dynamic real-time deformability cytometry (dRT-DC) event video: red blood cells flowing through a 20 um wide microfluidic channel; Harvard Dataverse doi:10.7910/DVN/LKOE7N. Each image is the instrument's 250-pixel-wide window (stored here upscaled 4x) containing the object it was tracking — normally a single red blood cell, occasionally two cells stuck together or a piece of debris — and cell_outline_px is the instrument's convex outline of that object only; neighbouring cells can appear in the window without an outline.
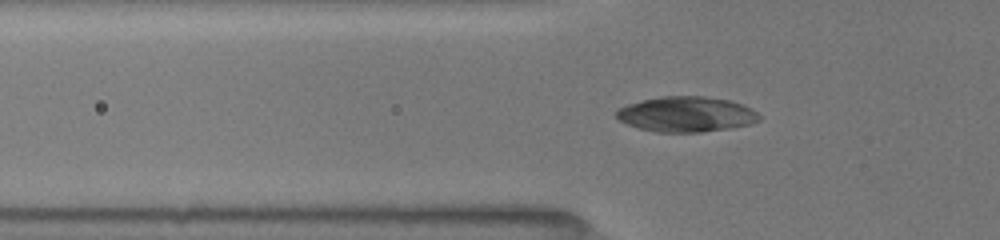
{"species": "common noctule bat (a hibernating species)", "species_latin": "Nyctalus noctula", "temperature_condition": "room temperature", "stored_images_in_passage": 46, "camera_frame_rate_fps": 3000, "um_per_image_px": 0.085, "animal": {"sex": "female", "body_mass_g": 19.5, "forearm_length_mm": 54.1}, "frame": {"image": 1, "passage_image": 17, "time_ms": 5.333, "image_size_px": [1000, 240], "cell_outline_px": [[760, 120], [752, 124], [728, 128], [700, 132], [656, 132], [640, 128], [628, 124], [620, 120], [616, 116], [616, 112], [620, 108], [628, 104], [660, 96], [704, 96], [728, 100], [752, 108], [760, 116]], "centroid_in_image_um": [58.36, 9.71], "position_along_channel_um": 67.4, "area_um2": 29.13}}
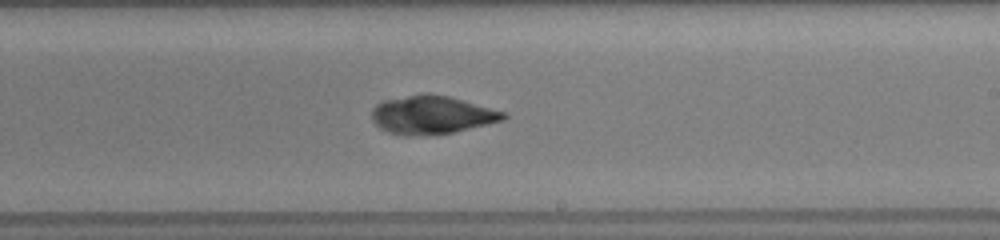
{"frame": {"image": 2, "passage_image": 31, "time_ms": 10.0, "image_size_px": [1000, 240], "cell_outline_px": [[508, 116], [504, 120], [488, 124], [452, 132], [408, 136], [404, 136], [388, 132], [380, 128], [372, 120], [372, 108], [376, 104], [384, 100], [420, 92], [428, 92], [448, 96], [508, 112]], "centroid_in_image_um": [36.7, 9.74], "position_along_channel_um": 252.3, "area_um2": 29.59}}
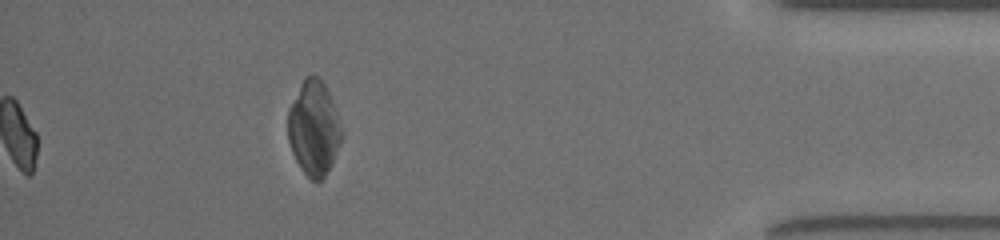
{"frame": {"image": 3, "passage_image": 46, "time_ms": 15.0, "image_size_px": [1000, 240], "cell_outline_px": [[340, 144], [332, 164], [324, 176], [320, 180], [312, 180], [300, 168], [292, 152], [288, 140], [288, 108], [304, 76], [312, 72], [324, 84], [328, 92], [336, 112], [340, 124]], "centroid_in_image_um": [26.64, 10.87], "position_along_channel_um": 408.6, "area_um2": 29.3}, "authors_computed_cell_mechanics": {"area_um2": 29.7959, "velocity_mm_per_s": 3.9964, "shape_relaxation_time_tau1_ms": 6.0366, "shape_relaxation_time_tau2_ms": 1.0592, "deformation_change_tau1": 0.155, "deformation_change_tau2": 0.0546}}